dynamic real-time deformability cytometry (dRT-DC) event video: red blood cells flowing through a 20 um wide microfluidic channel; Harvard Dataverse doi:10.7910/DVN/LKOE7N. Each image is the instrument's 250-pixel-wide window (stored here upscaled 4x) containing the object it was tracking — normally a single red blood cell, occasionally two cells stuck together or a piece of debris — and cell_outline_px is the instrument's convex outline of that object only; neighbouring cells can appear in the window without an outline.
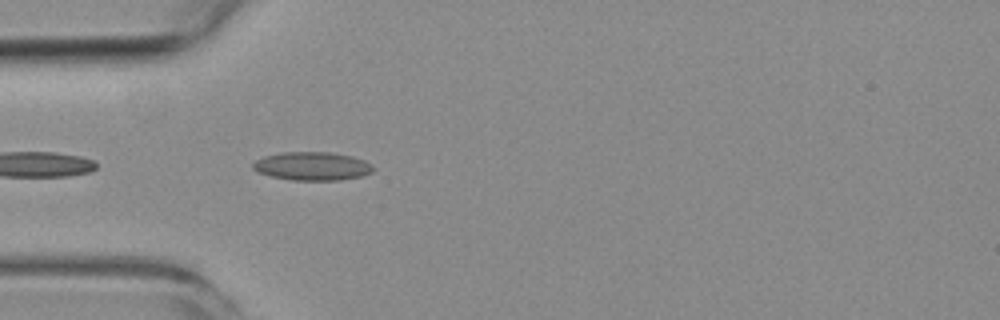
{"species": "common noctule bat (a hibernating species)", "species_latin": "Nyctalus noctula", "temperature_condition": "room temperature", "stored_images_in_passage": 3, "camera_frame_rate_fps": 3000, "um_per_image_px": 0.085, "animal": {"sex": "female", "body_mass_g": 19.3, "forearm_length_mm": 54.1}, "frame": {"image": 1, "passage_image": 3, "time_ms": 3.333, "image_size_px": [1000, 320], "cell_outline_px": [[372, 172], [360, 176], [340, 180], [292, 180], [272, 176], [256, 172], [252, 168], [252, 164], [256, 160], [264, 156], [280, 152], [328, 152], [352, 156], [364, 160], [372, 164]], "centroid_in_image_um": [26.51, 14.12], "position_along_channel_um": 58.5, "area_um2": 19.88}}